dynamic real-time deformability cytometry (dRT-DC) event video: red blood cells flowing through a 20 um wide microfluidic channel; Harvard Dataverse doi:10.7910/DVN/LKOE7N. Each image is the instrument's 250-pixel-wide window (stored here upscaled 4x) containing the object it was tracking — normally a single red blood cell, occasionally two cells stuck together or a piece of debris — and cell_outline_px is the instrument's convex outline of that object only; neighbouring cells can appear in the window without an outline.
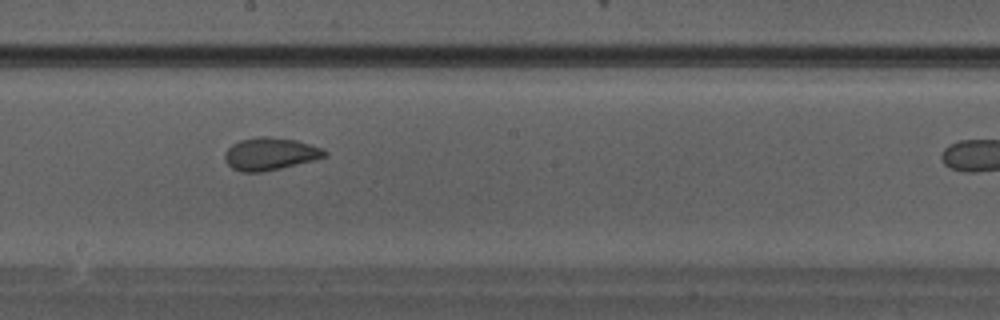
{"species": "Egyptian fruit bat (a non-hibernating species)", "species_latin": "Rousettus aegyptiacus", "temperature_condition": "warm", "stored_images_in_passage": 23, "camera_frame_rate_fps": 3000, "um_per_image_px": 0.085, "animal": {"sex": "male"}, "frame": {"image": 1, "passage_image": 14, "time_ms": 4.333, "image_size_px": [1000, 320], "cell_outline_px": [[328, 156], [280, 168], [260, 172], [240, 172], [232, 168], [224, 160], [224, 152], [232, 144], [240, 140], [256, 136], [268, 136], [296, 140], [324, 148], [328, 152]], "centroid_in_image_um": [22.95, 13.07], "position_along_channel_um": 225.3, "area_um2": 19.02}}
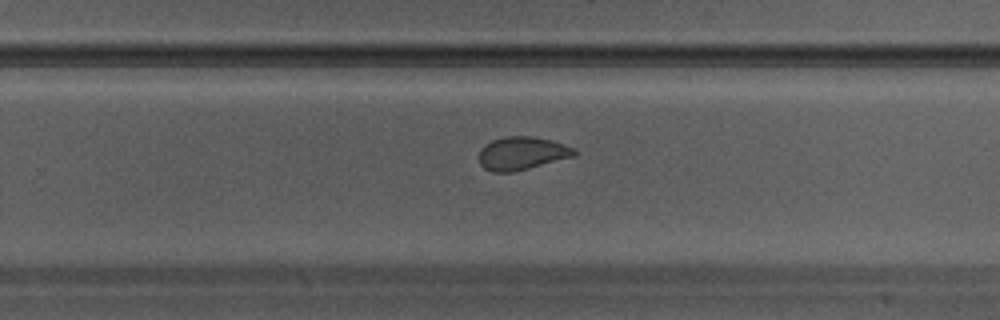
{"frame": {"image": 2, "passage_image": 17, "time_ms": 5.333, "image_size_px": [1000, 320], "cell_outline_px": [[576, 156], [512, 172], [492, 172], [484, 168], [480, 164], [480, 148], [484, 144], [492, 140], [508, 136], [532, 136], [552, 140], [572, 148], [576, 152]], "centroid_in_image_um": [44.34, 13.03], "position_along_channel_um": 285.5, "area_um2": 18.26}}